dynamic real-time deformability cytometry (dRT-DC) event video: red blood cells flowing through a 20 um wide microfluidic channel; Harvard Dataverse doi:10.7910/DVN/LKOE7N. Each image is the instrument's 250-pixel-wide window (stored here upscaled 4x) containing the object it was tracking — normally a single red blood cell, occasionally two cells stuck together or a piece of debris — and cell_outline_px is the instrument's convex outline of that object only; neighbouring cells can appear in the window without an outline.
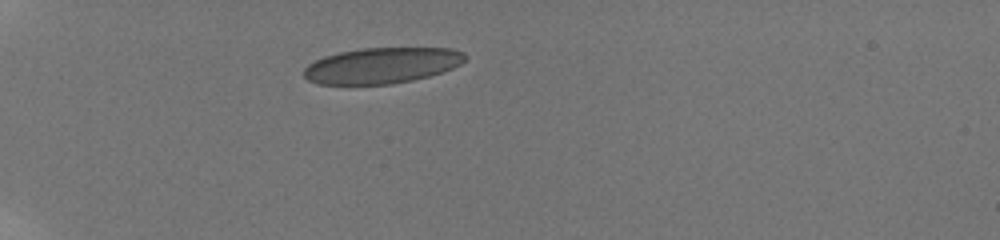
{"species": "human", "species_latin": "Homo sapiens", "temperature_condition": "room temperature", "stored_images_in_passage": 9, "camera_frame_rate_fps": 3000, "um_per_image_px": 0.085, "donor": {"sex": "male"}, "frame": {"image": 1, "passage_image": 1, "time_ms": 0.0, "image_size_px": [1000, 240], "cell_outline_px": [[468, 56], [460, 64], [444, 72], [412, 80], [392, 84], [316, 84], [308, 80], [304, 76], [304, 68], [308, 64], [324, 56], [340, 52], [360, 48], [452, 48], [464, 52]], "centroid_in_image_um": [32.47, 5.56], "position_along_channel_um": 52.5, "area_um2": 33.76}}
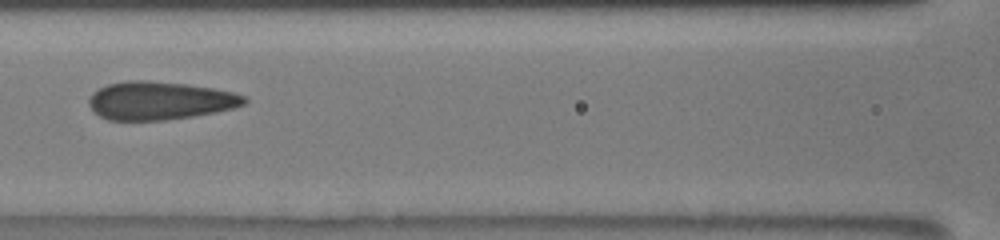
{"frame": {"image": 2, "passage_image": 8, "time_ms": 3.667, "image_size_px": [1000, 240], "cell_outline_px": [[248, 100], [244, 104], [232, 108], [216, 112], [192, 116], [164, 120], [108, 120], [92, 112], [88, 104], [88, 100], [92, 92], [108, 84], [128, 80], [144, 80], [184, 84], [212, 88], [232, 92], [244, 96]], "centroid_in_image_um": [13.53, 8.56], "position_along_channel_um": 153.1, "area_um2": 34.45}}